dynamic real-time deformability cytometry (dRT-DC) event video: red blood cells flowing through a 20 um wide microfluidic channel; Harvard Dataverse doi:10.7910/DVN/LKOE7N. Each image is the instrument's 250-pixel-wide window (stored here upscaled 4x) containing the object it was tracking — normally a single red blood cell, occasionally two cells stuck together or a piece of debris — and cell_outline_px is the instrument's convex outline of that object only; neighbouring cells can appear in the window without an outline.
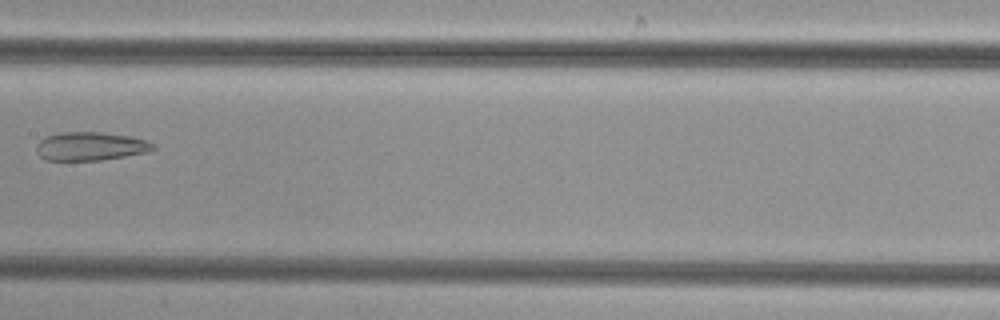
{"species": "common noctule bat (a hibernating species)", "species_latin": "Nyctalus noctula", "temperature_condition": "cold", "stored_images_in_passage": 5, "camera_frame_rate_fps": 3000, "um_per_image_px": 0.085, "animal": {"sex": "female", "body_mass_g": 29.2, "forearm_length_mm": 56.3}, "frame": {"image": 1, "passage_image": 5, "time_ms": 4.667, "image_size_px": [1000, 320], "cell_outline_px": [[156, 148], [148, 152], [100, 160], [44, 160], [36, 152], [36, 144], [44, 136], [60, 132], [100, 132], [132, 136], [148, 140], [156, 144]], "centroid_in_image_um": [7.69, 12.42], "position_along_channel_um": 199.7, "area_um2": 19.65}}